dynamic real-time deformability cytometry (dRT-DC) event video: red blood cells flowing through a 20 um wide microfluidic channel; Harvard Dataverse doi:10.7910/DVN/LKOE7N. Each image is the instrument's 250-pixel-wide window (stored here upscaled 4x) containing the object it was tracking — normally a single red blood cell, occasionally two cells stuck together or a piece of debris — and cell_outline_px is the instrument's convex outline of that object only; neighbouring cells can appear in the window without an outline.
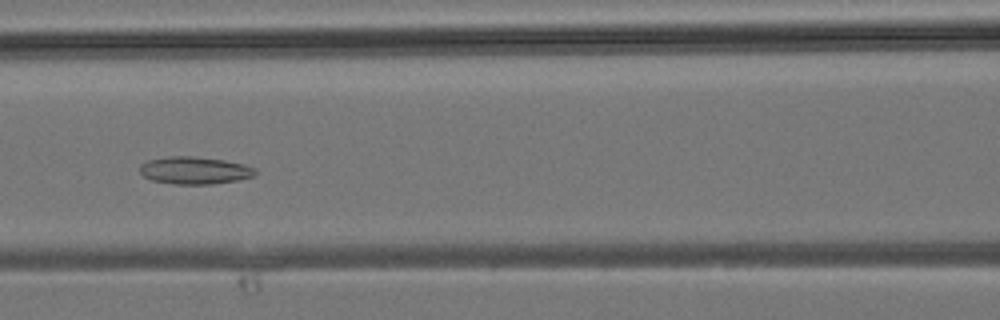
{"species": "common noctule bat (a hibernating species)", "species_latin": "Nyctalus noctula", "temperature_condition": "room temperature", "stored_images_in_passage": 35, "camera_frame_rate_fps": 3000, "um_per_image_px": 0.085, "animal": {"sex": "male", "body_mass_g": 19.2, "forearm_length_mm": 51.8}, "frame": {"image": 1, "passage_image": 14, "time_ms": 4.333, "image_size_px": [1000, 320], "cell_outline_px": [[256, 172], [252, 176], [236, 180], [212, 184], [172, 184], [152, 180], [144, 176], [140, 172], [140, 164], [148, 160], [168, 156], [192, 156], [224, 160], [244, 164], [256, 168]], "centroid_in_image_um": [16.52, 14.48], "position_along_channel_um": 150.1, "area_um2": 18.38}}
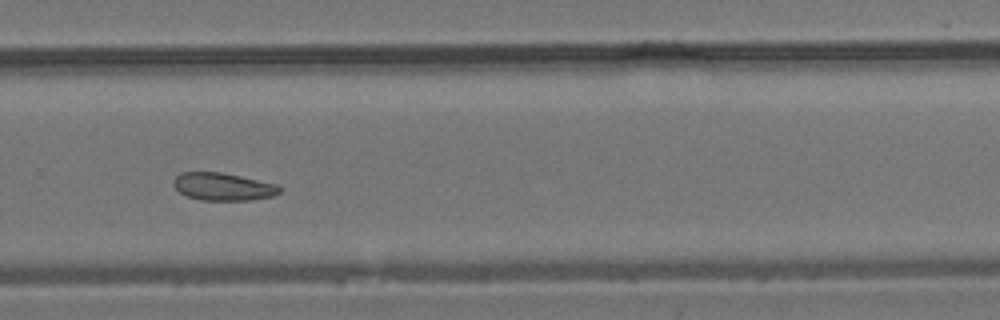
{"frame": {"image": 2, "passage_image": 23, "time_ms": 7.333, "image_size_px": [1000, 320], "cell_outline_px": [[284, 188], [280, 192], [272, 196], [252, 200], [200, 200], [188, 196], [180, 192], [172, 184], [172, 180], [180, 172], [220, 172], [240, 176], [276, 184]], "centroid_in_image_um": [18.96, 15.86], "position_along_channel_um": 310.8, "area_um2": 17.11}}
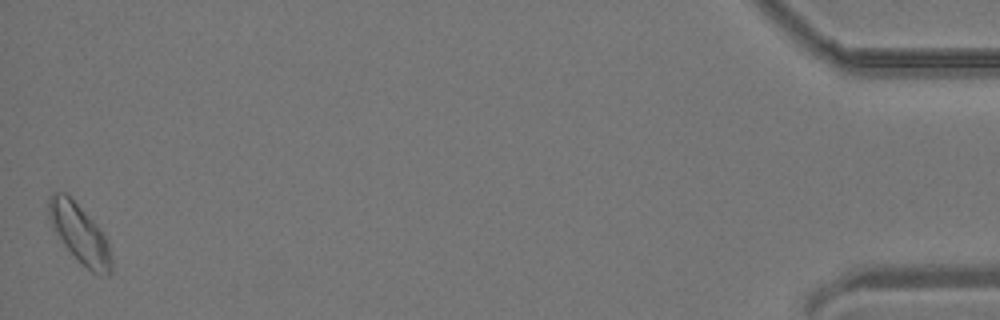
{"frame": {"image": 3, "passage_image": 35, "time_ms": 11.333, "image_size_px": [1000, 320], "cell_outline_px": [[112, 272], [108, 276], [100, 276], [92, 272], [64, 244], [52, 228], [48, 216], [48, 196], [52, 192], [64, 192], [80, 208], [108, 240], [112, 260]], "centroid_in_image_um": [6.77, 19.88], "position_along_channel_um": 428.4, "area_um2": 20.87}}